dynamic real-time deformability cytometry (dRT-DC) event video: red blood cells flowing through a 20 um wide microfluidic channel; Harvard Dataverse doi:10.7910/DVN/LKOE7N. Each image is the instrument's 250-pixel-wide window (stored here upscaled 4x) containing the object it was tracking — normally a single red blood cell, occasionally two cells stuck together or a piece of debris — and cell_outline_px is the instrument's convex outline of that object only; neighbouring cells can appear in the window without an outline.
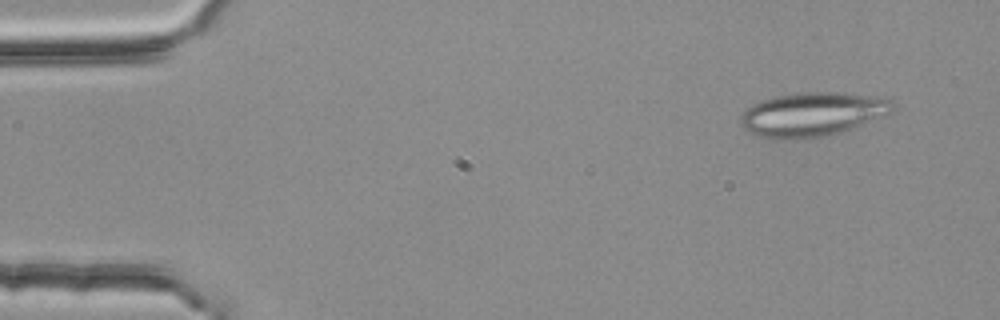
{"species": "common noctule bat (a hibernating species)", "species_latin": "Nyctalus noctula", "temperature_condition": "room temperature", "stored_images_in_passage": 2, "camera_frame_rate_fps": 3000, "um_per_image_px": 0.085, "animal": {"sex": "female", "body_mass_g": 25.1}, "frame": {"image": 1, "passage_image": 2, "time_ms": 0.333, "image_size_px": [1000, 320], "cell_outline_px": [[896, 104], [892, 112], [884, 116], [840, 132], [828, 136], [812, 140], [776, 140], [760, 136], [748, 132], [740, 124], [740, 116], [744, 108], [752, 104], [776, 96], [800, 92], [832, 92], [876, 96], [892, 100]], "centroid_in_image_um": [69.02, 9.74], "position_along_channel_um": 16.0, "area_um2": 39.65}}